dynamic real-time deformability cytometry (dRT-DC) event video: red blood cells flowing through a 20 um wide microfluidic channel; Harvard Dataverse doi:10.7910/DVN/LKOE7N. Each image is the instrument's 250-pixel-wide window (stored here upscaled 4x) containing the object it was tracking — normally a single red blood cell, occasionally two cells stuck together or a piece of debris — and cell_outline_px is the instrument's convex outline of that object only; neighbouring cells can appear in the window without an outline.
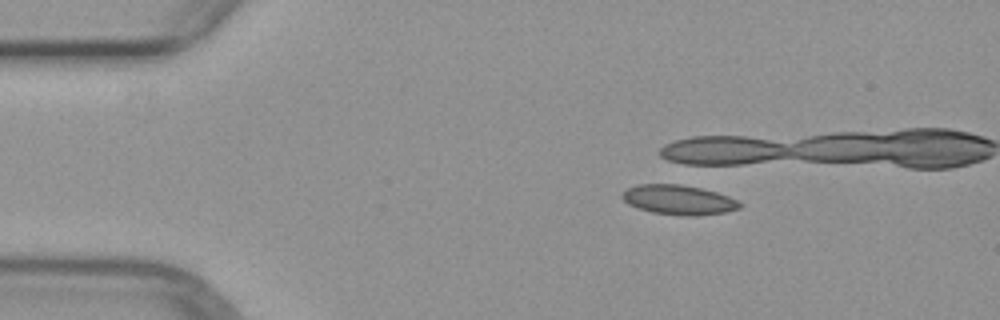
{"species": "common noctule bat (a hibernating species)", "species_latin": "Nyctalus noctula", "temperature_condition": "warm", "stored_images_in_passage": 4, "camera_frame_rate_fps": 3000, "um_per_image_px": 0.085, "animal": {"sex": "female", "body_mass_g": 29.2, "forearm_length_mm": 56.3}, "frame": {"image": 1, "passage_image": 1, "time_ms": 0.0, "image_size_px": [1000, 320], "cell_outline_px": [[744, 204], [740, 208], [724, 212], [696, 216], [684, 216], [652, 212], [636, 208], [628, 204], [620, 196], [628, 188], [636, 184], [680, 184], [700, 188], [716, 192], [728, 196]], "centroid_in_image_um": [57.67, 16.99], "position_along_channel_um": 27.3, "area_um2": 20.35}}